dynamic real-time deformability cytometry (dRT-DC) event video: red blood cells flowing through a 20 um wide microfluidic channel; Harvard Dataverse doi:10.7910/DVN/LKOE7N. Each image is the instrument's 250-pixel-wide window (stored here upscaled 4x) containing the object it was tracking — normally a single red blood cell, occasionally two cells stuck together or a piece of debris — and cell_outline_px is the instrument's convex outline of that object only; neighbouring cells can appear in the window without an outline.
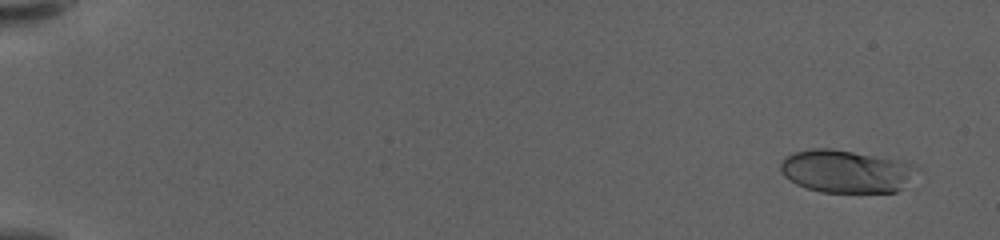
{"species": "human", "species_latin": "Homo sapiens", "temperature_condition": "warm", "stored_images_in_passage": 59, "segment_of_instrument_passage": [1, 2], "camera_frame_rate_fps": 3000, "um_per_image_px": 0.085, "donor": {"sex": "female"}, "frame": {"image": 1, "passage_image": 4, "time_ms": 1.0, "image_size_px": [1000, 240], "cell_outline_px": [[920, 168], [896, 192], [820, 192], [796, 184], [784, 176], [780, 168], [780, 164], [792, 152], [812, 148], [832, 148], [912, 164]], "centroid_in_image_um": [71.85, 14.56], "position_along_channel_um": 13.1, "area_um2": 33.29}}
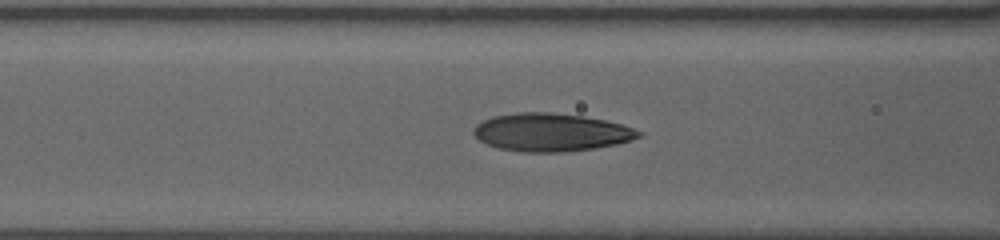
{"frame": {"image": 2, "passage_image": 27, "time_ms": 8.667, "image_size_px": [1000, 240], "cell_outline_px": [[644, 136], [632, 140], [616, 144], [596, 148], [560, 152], [524, 152], [496, 148], [480, 140], [472, 132], [472, 128], [476, 124], [492, 116], [516, 112], [552, 112], [584, 116], [604, 120], [620, 124], [644, 132]], "centroid_in_image_um": [46.84, 11.24], "position_along_channel_um": 119.8, "area_um2": 36.76}}
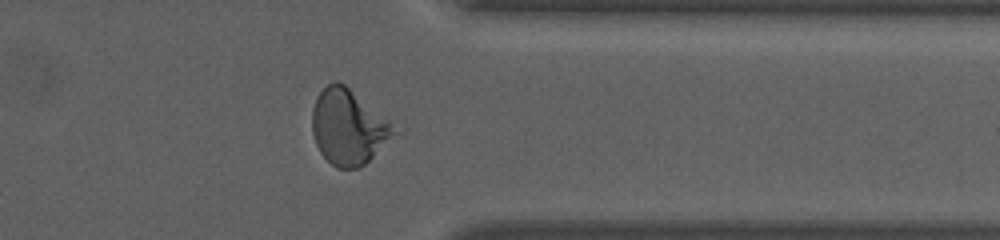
{"frame": {"image": 3, "passage_image": 49, "time_ms": 16.0, "image_size_px": [1000, 240], "cell_outline_px": [[404, 132], [360, 168], [336, 168], [320, 152], [316, 144], [312, 132], [312, 108], [316, 96], [328, 84], [336, 80], [344, 84], [404, 128]], "centroid_in_image_um": [29.75, 10.8], "position_along_channel_um": 381.6, "area_um2": 37.4}}